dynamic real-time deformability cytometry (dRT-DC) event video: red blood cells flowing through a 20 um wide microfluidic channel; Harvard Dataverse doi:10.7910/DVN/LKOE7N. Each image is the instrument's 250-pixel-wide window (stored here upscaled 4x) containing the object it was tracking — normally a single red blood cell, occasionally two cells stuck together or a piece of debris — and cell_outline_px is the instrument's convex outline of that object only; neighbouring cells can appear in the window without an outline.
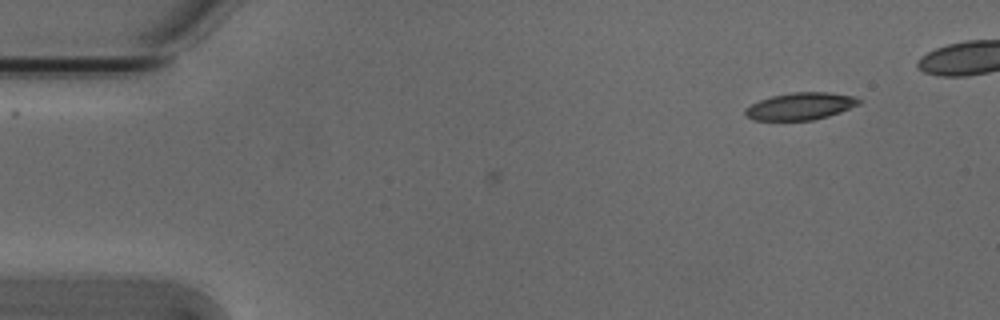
{"species": "Egyptian fruit bat (a non-hibernating species)", "species_latin": "Rousettus aegyptiacus", "temperature_condition": "cold", "stored_images_in_passage": 3, "camera_frame_rate_fps": 3000, "um_per_image_px": 0.085, "animal": {"sex": "male"}, "frame": {"image": 1, "passage_image": 3, "time_ms": 0.667, "image_size_px": [1000, 320], "cell_outline_px": [[864, 100], [860, 104], [840, 112], [828, 116], [812, 120], [752, 120], [744, 116], [744, 108], [760, 100], [772, 96], [792, 92], [828, 92], [856, 96]], "centroid_in_image_um": [68.05, 9.02], "position_along_channel_um": 16.9, "area_um2": 18.21}}